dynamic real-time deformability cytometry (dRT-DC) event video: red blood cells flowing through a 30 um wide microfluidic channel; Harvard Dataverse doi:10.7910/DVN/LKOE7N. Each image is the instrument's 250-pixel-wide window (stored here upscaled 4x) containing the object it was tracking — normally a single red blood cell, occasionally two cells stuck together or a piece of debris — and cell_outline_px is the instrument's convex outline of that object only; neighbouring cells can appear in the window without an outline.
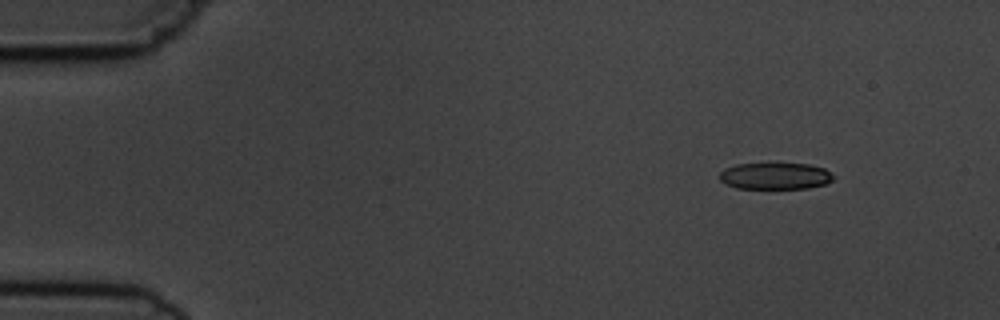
{"species": "common noctule bat (a hibernating species)", "species_latin": "Nyctalus noctula", "temperature_condition": "cold", "stored_images_in_passage": 6, "camera_frame_rate_fps": 3000, "um_per_image_px": 0.085, "animal": {"sex": "male", "body_mass_g": 19.5, "forearm_length_mm": 54.6}, "frame": {"image": 1, "passage_image": 2, "time_ms": 1.0, "image_size_px": [1000, 320], "cell_outline_px": [[836, 176], [832, 180], [824, 184], [808, 188], [736, 188], [724, 184], [720, 180], [720, 172], [724, 168], [736, 164], [768, 160], [776, 160], [808, 164], [824, 168]], "centroid_in_image_um": [65.86, 14.89], "position_along_channel_um": 19.1, "area_um2": 18.79}}
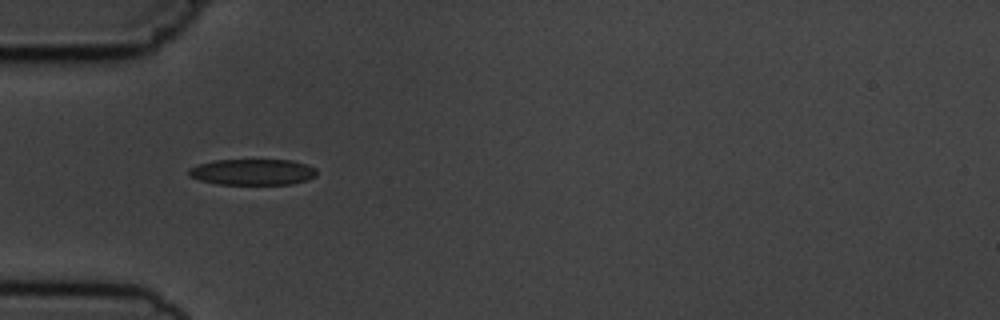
{"frame": {"image": 2, "passage_image": 5, "time_ms": 4.667, "image_size_px": [1000, 320], "cell_outline_px": [[316, 176], [292, 184], [216, 184], [200, 180], [188, 176], [188, 168], [200, 164], [216, 160], [292, 160], [308, 164], [316, 168]], "centroid_in_image_um": [21.47, 14.62], "position_along_channel_um": 63.5, "area_um2": 19.42}}
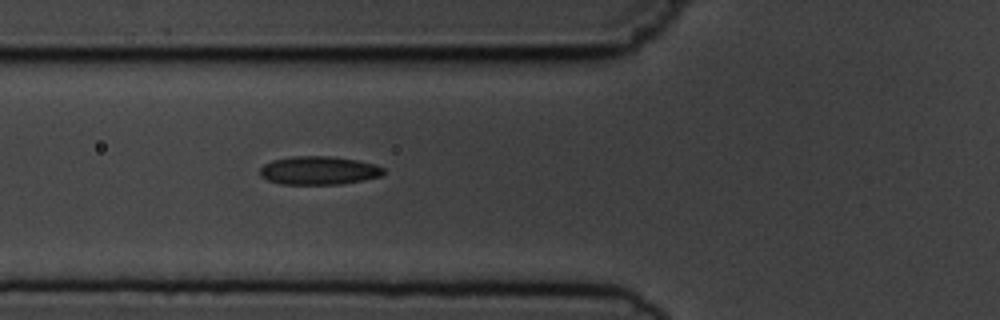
{"frame": {"image": 3, "passage_image": 6, "time_ms": 5.667, "image_size_px": [1000, 320], "cell_outline_px": [[384, 172], [380, 176], [364, 180], [340, 184], [280, 184], [268, 180], [260, 176], [260, 168], [264, 164], [272, 160], [292, 156], [328, 156], [356, 160], [372, 164], [384, 168]], "centroid_in_image_um": [27.06, 14.49], "position_along_channel_um": 98.7, "area_um2": 20.35}}